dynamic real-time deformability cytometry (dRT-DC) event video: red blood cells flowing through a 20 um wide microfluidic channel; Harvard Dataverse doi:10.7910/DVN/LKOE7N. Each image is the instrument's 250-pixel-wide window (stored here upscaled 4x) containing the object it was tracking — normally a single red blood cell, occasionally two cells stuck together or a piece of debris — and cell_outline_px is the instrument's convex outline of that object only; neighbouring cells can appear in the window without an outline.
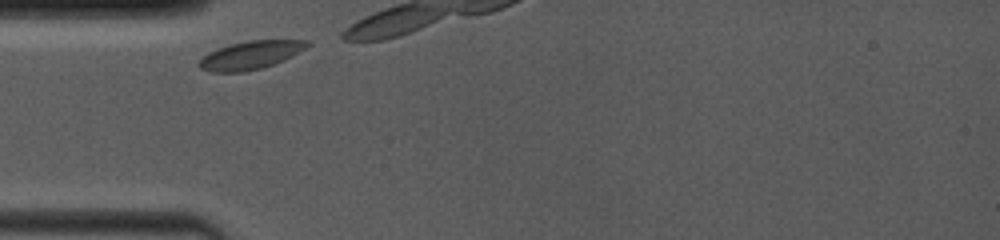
{"species": "common noctule bat (a hibernating species)", "species_latin": "Nyctalus noctula", "temperature_condition": "room temperature", "stored_images_in_passage": 3, "camera_frame_rate_fps": 4000, "um_per_image_px": 0.085, "animal": {"sex": "female", "body_mass_g": 19.0, "forearm_length_mm": 53.3}, "frame": {"image": 1, "passage_image": 1, "time_ms": 0.0, "image_size_px": [1000, 240], "cell_outline_px": [[308, 44], [304, 48], [284, 60], [260, 68], [244, 72], [212, 72], [200, 68], [196, 64], [200, 56], [216, 48], [228, 44], [248, 40], [308, 40]], "centroid_in_image_um": [21.17, 4.68], "position_along_channel_um": 63.8, "area_um2": 17.8}}